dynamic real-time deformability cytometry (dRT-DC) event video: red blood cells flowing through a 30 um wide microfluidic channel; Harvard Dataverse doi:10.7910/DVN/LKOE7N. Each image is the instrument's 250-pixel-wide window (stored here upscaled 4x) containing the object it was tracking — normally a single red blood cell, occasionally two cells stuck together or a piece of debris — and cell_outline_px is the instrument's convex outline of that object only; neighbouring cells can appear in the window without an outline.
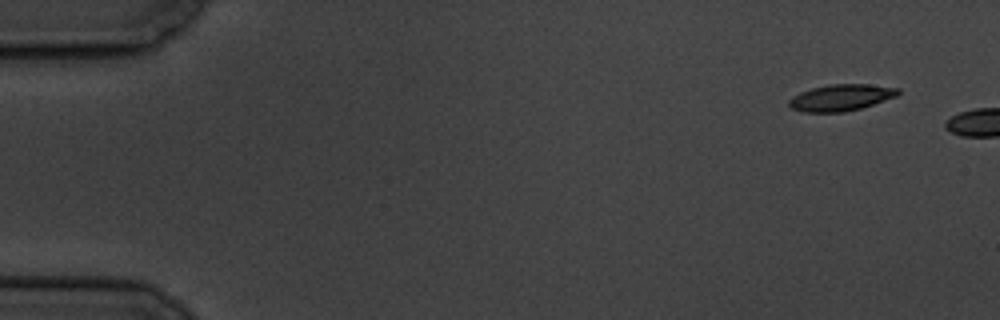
{"species": "common noctule bat (a hibernating species)", "species_latin": "Nyctalus noctula", "temperature_condition": "cold", "stored_images_in_passage": 3, "camera_frame_rate_fps": 3000, "um_per_image_px": 0.085, "animal": {"sex": "male", "body_mass_g": 19.5, "forearm_length_mm": 54.6}, "frame": {"image": 1, "passage_image": 1, "time_ms": 0.0, "image_size_px": [1000, 320], "cell_outline_px": [[900, 92], [896, 96], [860, 108], [844, 112], [804, 112], [792, 108], [788, 104], [788, 100], [792, 96], [800, 92], [812, 88], [828, 84], [868, 84], [900, 88]], "centroid_in_image_um": [71.46, 8.28], "position_along_channel_um": 13.5, "area_um2": 16.76}}